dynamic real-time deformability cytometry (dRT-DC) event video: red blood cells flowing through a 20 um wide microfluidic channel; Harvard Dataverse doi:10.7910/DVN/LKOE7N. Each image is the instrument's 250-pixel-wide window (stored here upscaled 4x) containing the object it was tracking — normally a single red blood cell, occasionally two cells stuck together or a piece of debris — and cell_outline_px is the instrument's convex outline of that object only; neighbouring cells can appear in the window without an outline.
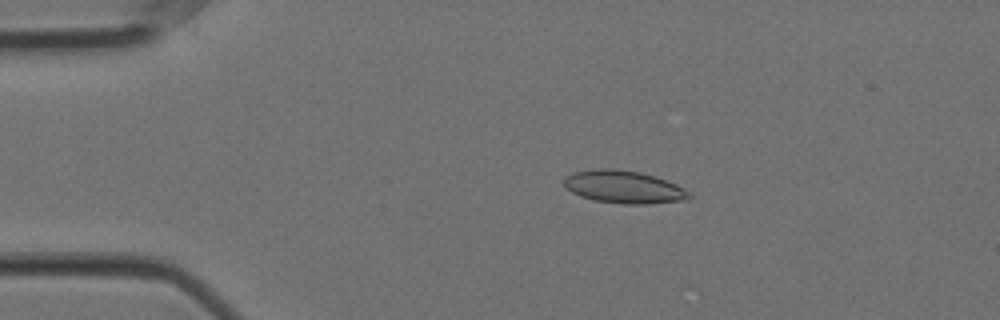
{"species": "Egyptian fruit bat (a non-hibernating species)", "species_latin": "Rousettus aegyptiacus", "temperature_condition": "cold", "stored_images_in_passage": 51, "camera_frame_rate_fps": 3000, "um_per_image_px": 0.085, "animal": {"sex": "female"}, "frame": {"image": 1, "passage_image": 11, "time_ms": 3.333, "image_size_px": [1000, 320], "cell_outline_px": [[692, 196], [688, 200], [644, 204], [624, 204], [592, 200], [580, 196], [564, 188], [564, 180], [568, 176], [576, 172], [600, 168], [612, 168], [640, 172], [676, 184], [688, 192]], "centroid_in_image_um": [53.01, 15.9], "position_along_channel_um": 32.0, "area_um2": 23.64}}
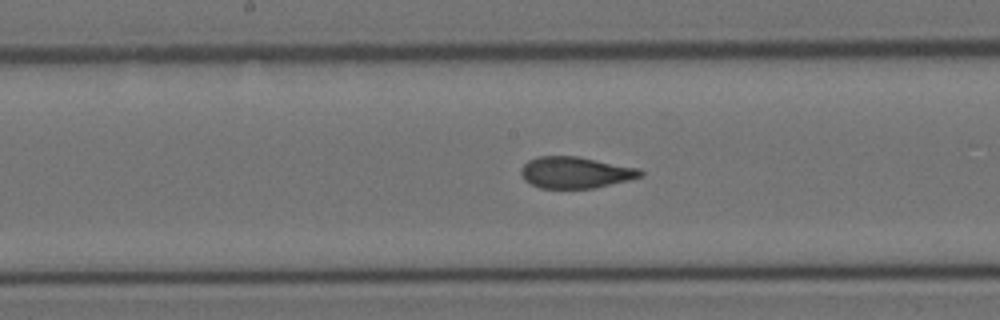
{"frame": {"image": 2, "passage_image": 29, "time_ms": 9.333, "image_size_px": [1000, 320], "cell_outline_px": [[644, 176], [628, 180], [592, 188], [540, 188], [524, 180], [520, 172], [520, 168], [528, 160], [540, 156], [576, 156], [640, 168], [644, 172]], "centroid_in_image_um": [48.91, 14.65], "position_along_channel_um": 199.3, "area_um2": 21.85}}
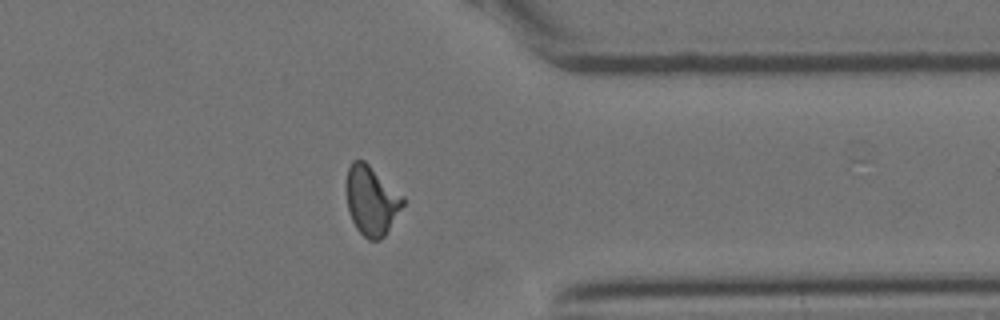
{"frame": {"image": 3, "passage_image": 45, "time_ms": 14.667, "image_size_px": [1000, 320], "cell_outline_px": [[404, 204], [384, 236], [380, 240], [368, 240], [356, 228], [348, 212], [344, 188], [344, 184], [348, 168], [352, 160], [364, 160], [404, 196]], "centroid_in_image_um": [31.53, 17.02], "position_along_channel_um": 379.9, "area_um2": 23.12}, "authors_computed_cell_mechanics": {"area_um2": 22.4842, "velocity_mm_per_s": 3.5551, "shape_relaxation_time_tau1_ms": 11.0383, "shape_relaxation_time_tau2_ms": 1.4196, "deformation_change_tau1": 0.2339, "deformation_change_tau2": 0.0639}}